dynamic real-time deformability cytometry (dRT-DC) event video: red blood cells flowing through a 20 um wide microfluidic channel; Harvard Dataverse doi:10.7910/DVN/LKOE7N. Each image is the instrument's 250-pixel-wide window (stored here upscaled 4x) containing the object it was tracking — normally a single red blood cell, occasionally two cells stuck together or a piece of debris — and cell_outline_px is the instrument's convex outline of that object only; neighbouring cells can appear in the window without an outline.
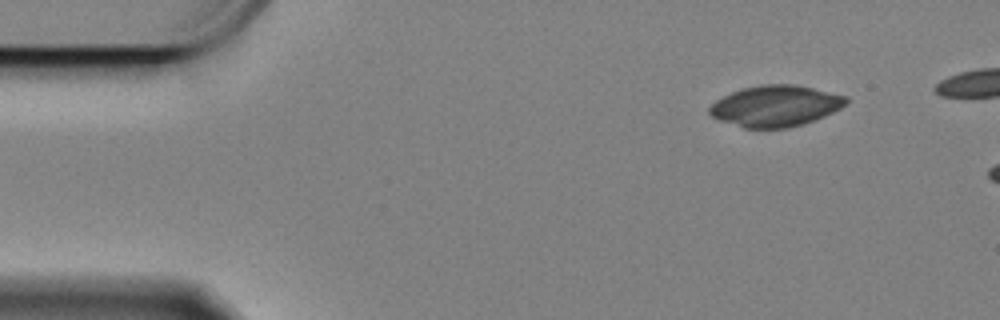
{"species": "Egyptian fruit bat (a non-hibernating species)", "species_latin": "Rousettus aegyptiacus", "temperature_condition": "cold", "stored_images_in_passage": 6, "camera_frame_rate_fps": 3000, "um_per_image_px": 0.085, "animal": {"sex": "female"}, "frame": {"image": 1, "passage_image": 1, "time_ms": 0.0, "image_size_px": [1000, 320], "cell_outline_px": [[848, 104], [824, 116], [804, 124], [788, 128], [744, 128], [720, 120], [712, 116], [708, 112], [708, 108], [716, 100], [740, 88], [760, 84], [792, 84], [812, 88], [848, 96]], "centroid_in_image_um": [65.92, 9.0], "position_along_channel_um": 19.1, "area_um2": 32.77}}